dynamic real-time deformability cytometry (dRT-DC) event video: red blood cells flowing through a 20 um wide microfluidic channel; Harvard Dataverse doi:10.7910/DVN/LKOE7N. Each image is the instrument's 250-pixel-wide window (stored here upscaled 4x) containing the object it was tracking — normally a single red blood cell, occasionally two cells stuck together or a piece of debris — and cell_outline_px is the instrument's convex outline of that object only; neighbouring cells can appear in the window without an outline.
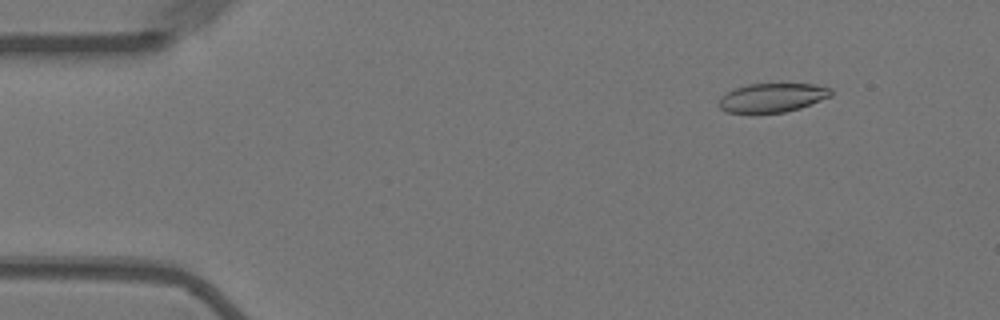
{"species": "Egyptian fruit bat (a non-hibernating species)", "species_latin": "Rousettus aegyptiacus", "temperature_condition": "warm", "stored_images_in_passage": 45, "camera_frame_rate_fps": 3000, "um_per_image_px": 0.085, "animal": {"sex": "female"}, "frame": {"image": 1, "passage_image": 7, "time_ms": 2.0, "image_size_px": [1000, 320], "cell_outline_px": [[832, 96], [800, 108], [784, 112], [724, 112], [716, 104], [720, 96], [736, 88], [748, 84], [812, 84], [832, 88]], "centroid_in_image_um": [65.63, 8.3], "position_along_channel_um": 19.4, "area_um2": 18.84}}
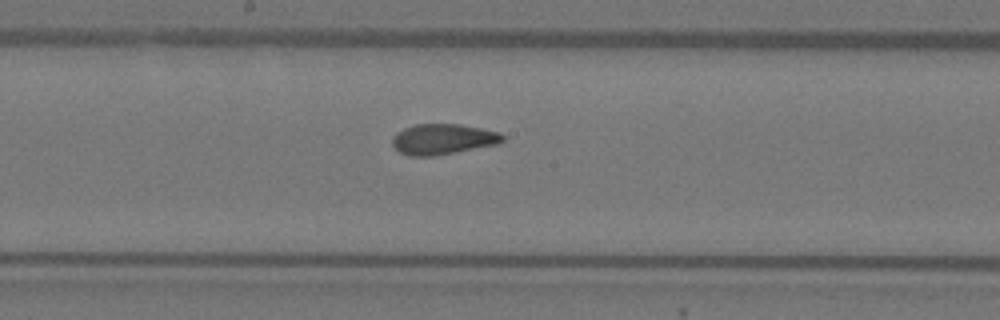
{"frame": {"image": 2, "passage_image": 30, "time_ms": 9.667, "image_size_px": [1000, 320], "cell_outline_px": [[504, 140], [500, 144], [456, 152], [432, 156], [408, 156], [400, 152], [392, 144], [392, 136], [396, 132], [404, 128], [416, 124], [460, 124], [500, 132], [504, 136]], "centroid_in_image_um": [37.65, 11.83], "position_along_channel_um": 210.5, "area_um2": 19.77}}
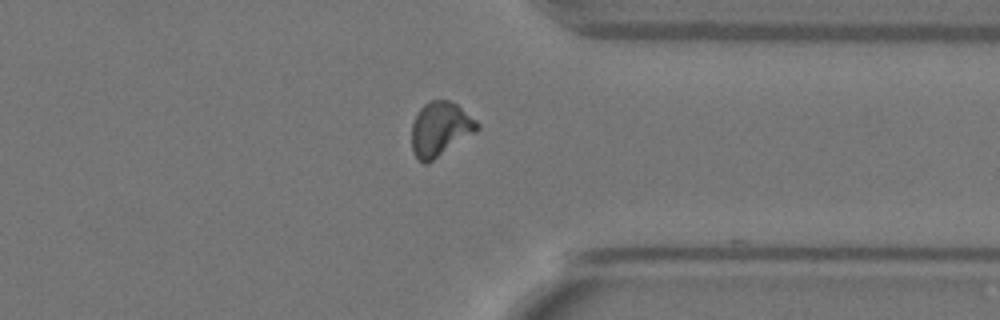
{"frame": {"image": 3, "passage_image": 44, "time_ms": 14.333, "image_size_px": [1000, 320], "cell_outline_px": [[480, 128], [476, 132], [428, 164], [424, 164], [412, 152], [412, 124], [420, 108], [428, 100], [448, 100], [456, 104], [476, 120], [480, 124]], "centroid_in_image_um": [37.42, 10.98], "position_along_channel_um": 374.0, "area_um2": 20.75}, "authors_computed_cell_mechanics": {"area_um2": 19.8254, "velocity_mm_per_s": 3.6, "shape_relaxation_time_tau1_ms": null, "shape_relaxation_time_tau2_ms": 1.4676, "deformation_change_tau1": null, "deformation_change_tau2": 0.0704}}